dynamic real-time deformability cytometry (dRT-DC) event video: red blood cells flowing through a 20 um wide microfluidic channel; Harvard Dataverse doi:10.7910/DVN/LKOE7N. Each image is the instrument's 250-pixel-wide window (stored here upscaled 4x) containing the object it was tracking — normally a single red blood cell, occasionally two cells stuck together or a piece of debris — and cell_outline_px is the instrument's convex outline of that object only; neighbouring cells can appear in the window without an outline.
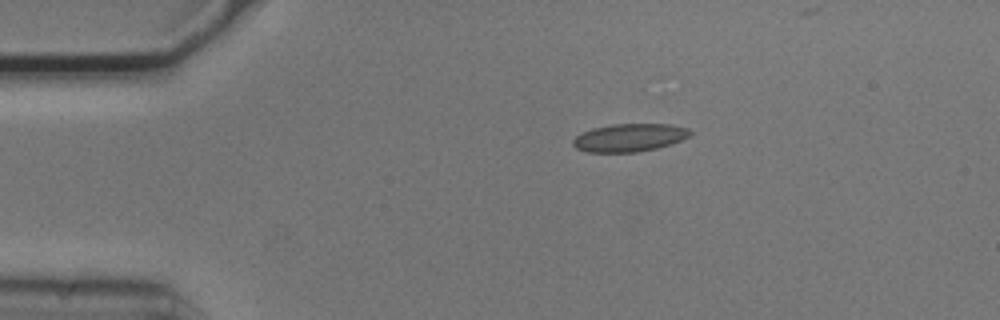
{"species": "common noctule bat (a hibernating species)", "species_latin": "Nyctalus noctula", "temperature_condition": "cold", "stored_images_in_passage": 38, "camera_frame_rate_fps": 3000, "um_per_image_px": 0.085, "animal": {"sex": "male", "body_mass_g": 20.5, "forearm_length_mm": 52.5}, "frame": {"image": 1, "passage_image": 1, "time_ms": 0.0, "image_size_px": [1000, 320], "cell_outline_px": [[692, 132], [688, 136], [672, 144], [656, 148], [636, 152], [588, 152], [576, 148], [572, 144], [572, 140], [576, 136], [592, 128], [612, 124], [672, 124], [688, 128]], "centroid_in_image_um": [53.5, 11.69], "position_along_channel_um": 31.5, "area_um2": 19.02}}
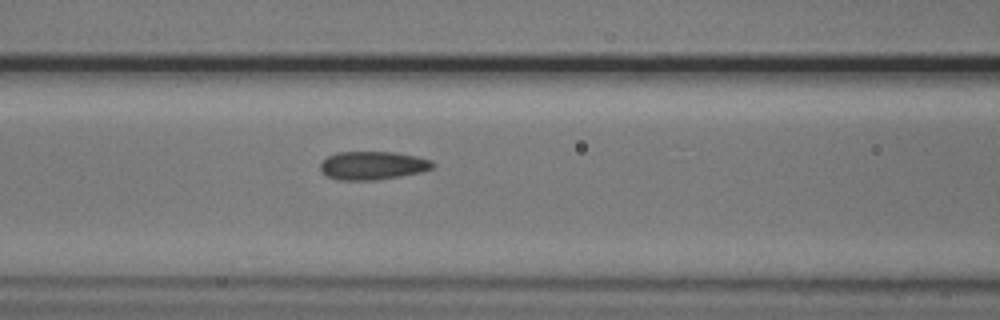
{"frame": {"image": 2, "passage_image": 13, "time_ms": 4.0, "image_size_px": [1000, 320], "cell_outline_px": [[436, 164], [432, 168], [420, 172], [400, 176], [376, 180], [336, 180], [328, 176], [320, 168], [320, 164], [328, 156], [336, 152], [396, 152], [416, 156], [432, 160]], "centroid_in_image_um": [31.7, 14.06], "position_along_channel_um": 134.9, "area_um2": 18.55}}
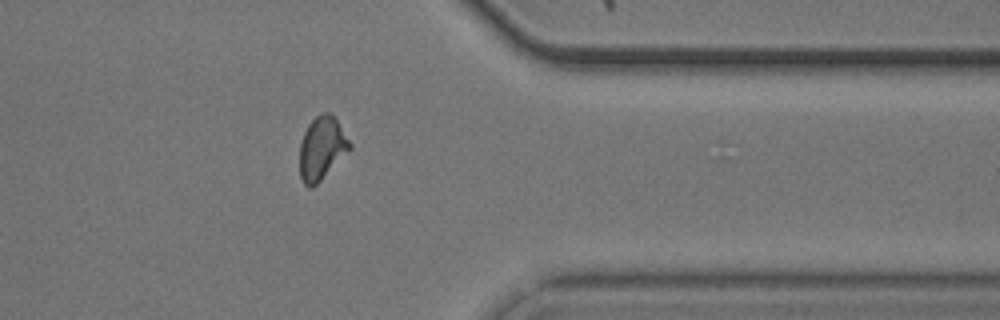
{"frame": {"image": 3, "passage_image": 34, "time_ms": 11.0, "image_size_px": [1000, 320], "cell_outline_px": [[352, 148], [312, 188], [308, 188], [304, 184], [300, 176], [300, 144], [304, 132], [308, 124], [320, 112], [328, 112], [336, 120], [352, 144]], "centroid_in_image_um": [27.34, 12.6], "position_along_channel_um": 384.1, "area_um2": 18.21}}